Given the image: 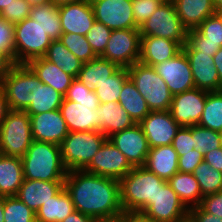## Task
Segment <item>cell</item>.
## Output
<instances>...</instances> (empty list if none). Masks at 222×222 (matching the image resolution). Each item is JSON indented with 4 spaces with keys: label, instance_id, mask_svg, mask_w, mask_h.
I'll use <instances>...</instances> for the list:
<instances>
[{
    "label": "cell",
    "instance_id": "obj_1",
    "mask_svg": "<svg viewBox=\"0 0 222 222\" xmlns=\"http://www.w3.org/2000/svg\"><path fill=\"white\" fill-rule=\"evenodd\" d=\"M64 187L76 211L102 219L123 213L120 181L84 170L68 171Z\"/></svg>",
    "mask_w": 222,
    "mask_h": 222
},
{
    "label": "cell",
    "instance_id": "obj_2",
    "mask_svg": "<svg viewBox=\"0 0 222 222\" xmlns=\"http://www.w3.org/2000/svg\"><path fill=\"white\" fill-rule=\"evenodd\" d=\"M99 105L94 90L74 78L59 108L69 132L99 131Z\"/></svg>",
    "mask_w": 222,
    "mask_h": 222
},
{
    "label": "cell",
    "instance_id": "obj_3",
    "mask_svg": "<svg viewBox=\"0 0 222 222\" xmlns=\"http://www.w3.org/2000/svg\"><path fill=\"white\" fill-rule=\"evenodd\" d=\"M166 180L159 178L146 167H133L120 180L121 205L123 212L142 214L154 200Z\"/></svg>",
    "mask_w": 222,
    "mask_h": 222
},
{
    "label": "cell",
    "instance_id": "obj_4",
    "mask_svg": "<svg viewBox=\"0 0 222 222\" xmlns=\"http://www.w3.org/2000/svg\"><path fill=\"white\" fill-rule=\"evenodd\" d=\"M21 160L24 179L64 181L68 173L62 161L61 147L54 143L33 140Z\"/></svg>",
    "mask_w": 222,
    "mask_h": 222
},
{
    "label": "cell",
    "instance_id": "obj_5",
    "mask_svg": "<svg viewBox=\"0 0 222 222\" xmlns=\"http://www.w3.org/2000/svg\"><path fill=\"white\" fill-rule=\"evenodd\" d=\"M127 70L130 80L147 102L150 111H167L170 109L173 94L153 66L138 61Z\"/></svg>",
    "mask_w": 222,
    "mask_h": 222
},
{
    "label": "cell",
    "instance_id": "obj_6",
    "mask_svg": "<svg viewBox=\"0 0 222 222\" xmlns=\"http://www.w3.org/2000/svg\"><path fill=\"white\" fill-rule=\"evenodd\" d=\"M107 139L100 131L69 132L60 145L64 166L84 170Z\"/></svg>",
    "mask_w": 222,
    "mask_h": 222
},
{
    "label": "cell",
    "instance_id": "obj_7",
    "mask_svg": "<svg viewBox=\"0 0 222 222\" xmlns=\"http://www.w3.org/2000/svg\"><path fill=\"white\" fill-rule=\"evenodd\" d=\"M52 39L39 22L30 17L14 25V62L27 64L30 60L44 57Z\"/></svg>",
    "mask_w": 222,
    "mask_h": 222
},
{
    "label": "cell",
    "instance_id": "obj_8",
    "mask_svg": "<svg viewBox=\"0 0 222 222\" xmlns=\"http://www.w3.org/2000/svg\"><path fill=\"white\" fill-rule=\"evenodd\" d=\"M32 141L30 116L25 111L9 110L0 126V154L22 157Z\"/></svg>",
    "mask_w": 222,
    "mask_h": 222
},
{
    "label": "cell",
    "instance_id": "obj_9",
    "mask_svg": "<svg viewBox=\"0 0 222 222\" xmlns=\"http://www.w3.org/2000/svg\"><path fill=\"white\" fill-rule=\"evenodd\" d=\"M141 36L171 39L182 47L187 43L188 29L182 24L173 2L161 3L147 21L139 27Z\"/></svg>",
    "mask_w": 222,
    "mask_h": 222
},
{
    "label": "cell",
    "instance_id": "obj_10",
    "mask_svg": "<svg viewBox=\"0 0 222 222\" xmlns=\"http://www.w3.org/2000/svg\"><path fill=\"white\" fill-rule=\"evenodd\" d=\"M27 64H15L2 84L9 110L25 111L34 100L35 83H40Z\"/></svg>",
    "mask_w": 222,
    "mask_h": 222
},
{
    "label": "cell",
    "instance_id": "obj_11",
    "mask_svg": "<svg viewBox=\"0 0 222 222\" xmlns=\"http://www.w3.org/2000/svg\"><path fill=\"white\" fill-rule=\"evenodd\" d=\"M141 35L139 29L112 30L107 47L100 56L119 67L129 68L140 58Z\"/></svg>",
    "mask_w": 222,
    "mask_h": 222
},
{
    "label": "cell",
    "instance_id": "obj_12",
    "mask_svg": "<svg viewBox=\"0 0 222 222\" xmlns=\"http://www.w3.org/2000/svg\"><path fill=\"white\" fill-rule=\"evenodd\" d=\"M188 214L189 210L166 181L141 215L152 222H179L187 218Z\"/></svg>",
    "mask_w": 222,
    "mask_h": 222
},
{
    "label": "cell",
    "instance_id": "obj_13",
    "mask_svg": "<svg viewBox=\"0 0 222 222\" xmlns=\"http://www.w3.org/2000/svg\"><path fill=\"white\" fill-rule=\"evenodd\" d=\"M95 20L111 30L139 29L134 20L132 0H90Z\"/></svg>",
    "mask_w": 222,
    "mask_h": 222
},
{
    "label": "cell",
    "instance_id": "obj_14",
    "mask_svg": "<svg viewBox=\"0 0 222 222\" xmlns=\"http://www.w3.org/2000/svg\"><path fill=\"white\" fill-rule=\"evenodd\" d=\"M132 169L126 157L107 139L84 171L120 181Z\"/></svg>",
    "mask_w": 222,
    "mask_h": 222
},
{
    "label": "cell",
    "instance_id": "obj_15",
    "mask_svg": "<svg viewBox=\"0 0 222 222\" xmlns=\"http://www.w3.org/2000/svg\"><path fill=\"white\" fill-rule=\"evenodd\" d=\"M208 91L193 88L173 95L169 112L181 127L197 125L203 113Z\"/></svg>",
    "mask_w": 222,
    "mask_h": 222
},
{
    "label": "cell",
    "instance_id": "obj_16",
    "mask_svg": "<svg viewBox=\"0 0 222 222\" xmlns=\"http://www.w3.org/2000/svg\"><path fill=\"white\" fill-rule=\"evenodd\" d=\"M108 139L126 157L132 167L145 165L150 148L139 124L116 132Z\"/></svg>",
    "mask_w": 222,
    "mask_h": 222
},
{
    "label": "cell",
    "instance_id": "obj_17",
    "mask_svg": "<svg viewBox=\"0 0 222 222\" xmlns=\"http://www.w3.org/2000/svg\"><path fill=\"white\" fill-rule=\"evenodd\" d=\"M173 95L195 88L189 60L182 50L175 57L154 66Z\"/></svg>",
    "mask_w": 222,
    "mask_h": 222
},
{
    "label": "cell",
    "instance_id": "obj_18",
    "mask_svg": "<svg viewBox=\"0 0 222 222\" xmlns=\"http://www.w3.org/2000/svg\"><path fill=\"white\" fill-rule=\"evenodd\" d=\"M145 134L149 148L172 145L180 125L172 118L169 110L150 111L139 123Z\"/></svg>",
    "mask_w": 222,
    "mask_h": 222
},
{
    "label": "cell",
    "instance_id": "obj_19",
    "mask_svg": "<svg viewBox=\"0 0 222 222\" xmlns=\"http://www.w3.org/2000/svg\"><path fill=\"white\" fill-rule=\"evenodd\" d=\"M32 138L35 141L61 145L69 134L59 109L30 116Z\"/></svg>",
    "mask_w": 222,
    "mask_h": 222
},
{
    "label": "cell",
    "instance_id": "obj_20",
    "mask_svg": "<svg viewBox=\"0 0 222 222\" xmlns=\"http://www.w3.org/2000/svg\"><path fill=\"white\" fill-rule=\"evenodd\" d=\"M63 33L85 36L95 22L90 0H78L58 7Z\"/></svg>",
    "mask_w": 222,
    "mask_h": 222
},
{
    "label": "cell",
    "instance_id": "obj_21",
    "mask_svg": "<svg viewBox=\"0 0 222 222\" xmlns=\"http://www.w3.org/2000/svg\"><path fill=\"white\" fill-rule=\"evenodd\" d=\"M192 70L195 88L208 92L220 91V79L213 56L201 52H185Z\"/></svg>",
    "mask_w": 222,
    "mask_h": 222
},
{
    "label": "cell",
    "instance_id": "obj_22",
    "mask_svg": "<svg viewBox=\"0 0 222 222\" xmlns=\"http://www.w3.org/2000/svg\"><path fill=\"white\" fill-rule=\"evenodd\" d=\"M64 187V181L24 179L16 197L35 213Z\"/></svg>",
    "mask_w": 222,
    "mask_h": 222
},
{
    "label": "cell",
    "instance_id": "obj_23",
    "mask_svg": "<svg viewBox=\"0 0 222 222\" xmlns=\"http://www.w3.org/2000/svg\"><path fill=\"white\" fill-rule=\"evenodd\" d=\"M182 51V46L168 38L156 36H141L139 62L155 66L175 57Z\"/></svg>",
    "mask_w": 222,
    "mask_h": 222
},
{
    "label": "cell",
    "instance_id": "obj_24",
    "mask_svg": "<svg viewBox=\"0 0 222 222\" xmlns=\"http://www.w3.org/2000/svg\"><path fill=\"white\" fill-rule=\"evenodd\" d=\"M99 131L107 138L112 134L133 127L136 123L130 115L118 104L107 102L97 109Z\"/></svg>",
    "mask_w": 222,
    "mask_h": 222
},
{
    "label": "cell",
    "instance_id": "obj_25",
    "mask_svg": "<svg viewBox=\"0 0 222 222\" xmlns=\"http://www.w3.org/2000/svg\"><path fill=\"white\" fill-rule=\"evenodd\" d=\"M182 24L196 29L206 18L217 13L212 0H172Z\"/></svg>",
    "mask_w": 222,
    "mask_h": 222
},
{
    "label": "cell",
    "instance_id": "obj_26",
    "mask_svg": "<svg viewBox=\"0 0 222 222\" xmlns=\"http://www.w3.org/2000/svg\"><path fill=\"white\" fill-rule=\"evenodd\" d=\"M178 159V153L172 145L157 146L149 149L144 167L168 181L178 172Z\"/></svg>",
    "mask_w": 222,
    "mask_h": 222
},
{
    "label": "cell",
    "instance_id": "obj_27",
    "mask_svg": "<svg viewBox=\"0 0 222 222\" xmlns=\"http://www.w3.org/2000/svg\"><path fill=\"white\" fill-rule=\"evenodd\" d=\"M27 65L36 74L38 79L44 84L65 95L74 77L65 73L55 64L49 62L44 57L30 60Z\"/></svg>",
    "mask_w": 222,
    "mask_h": 222
},
{
    "label": "cell",
    "instance_id": "obj_28",
    "mask_svg": "<svg viewBox=\"0 0 222 222\" xmlns=\"http://www.w3.org/2000/svg\"><path fill=\"white\" fill-rule=\"evenodd\" d=\"M23 181L21 157L0 154V196H16Z\"/></svg>",
    "mask_w": 222,
    "mask_h": 222
},
{
    "label": "cell",
    "instance_id": "obj_29",
    "mask_svg": "<svg viewBox=\"0 0 222 222\" xmlns=\"http://www.w3.org/2000/svg\"><path fill=\"white\" fill-rule=\"evenodd\" d=\"M74 209L70 195L63 187L36 212V222H62Z\"/></svg>",
    "mask_w": 222,
    "mask_h": 222
},
{
    "label": "cell",
    "instance_id": "obj_30",
    "mask_svg": "<svg viewBox=\"0 0 222 222\" xmlns=\"http://www.w3.org/2000/svg\"><path fill=\"white\" fill-rule=\"evenodd\" d=\"M167 182L188 210L199 206L203 197L192 173L177 172Z\"/></svg>",
    "mask_w": 222,
    "mask_h": 222
},
{
    "label": "cell",
    "instance_id": "obj_31",
    "mask_svg": "<svg viewBox=\"0 0 222 222\" xmlns=\"http://www.w3.org/2000/svg\"><path fill=\"white\" fill-rule=\"evenodd\" d=\"M119 68L117 64L98 56L82 64L77 79L93 90L97 85L112 76Z\"/></svg>",
    "mask_w": 222,
    "mask_h": 222
},
{
    "label": "cell",
    "instance_id": "obj_32",
    "mask_svg": "<svg viewBox=\"0 0 222 222\" xmlns=\"http://www.w3.org/2000/svg\"><path fill=\"white\" fill-rule=\"evenodd\" d=\"M118 104L139 124L150 112L145 99L130 78L123 84Z\"/></svg>",
    "mask_w": 222,
    "mask_h": 222
},
{
    "label": "cell",
    "instance_id": "obj_33",
    "mask_svg": "<svg viewBox=\"0 0 222 222\" xmlns=\"http://www.w3.org/2000/svg\"><path fill=\"white\" fill-rule=\"evenodd\" d=\"M44 58L74 78H77L83 64L81 60L64 46L60 39L52 40Z\"/></svg>",
    "mask_w": 222,
    "mask_h": 222
},
{
    "label": "cell",
    "instance_id": "obj_34",
    "mask_svg": "<svg viewBox=\"0 0 222 222\" xmlns=\"http://www.w3.org/2000/svg\"><path fill=\"white\" fill-rule=\"evenodd\" d=\"M29 17L39 22L52 40L60 39L63 30L59 18V9L53 3L48 2L42 5L32 6Z\"/></svg>",
    "mask_w": 222,
    "mask_h": 222
},
{
    "label": "cell",
    "instance_id": "obj_35",
    "mask_svg": "<svg viewBox=\"0 0 222 222\" xmlns=\"http://www.w3.org/2000/svg\"><path fill=\"white\" fill-rule=\"evenodd\" d=\"M64 95L43 82L35 83L34 100L25 110L31 116L43 112L54 111L60 108Z\"/></svg>",
    "mask_w": 222,
    "mask_h": 222
},
{
    "label": "cell",
    "instance_id": "obj_36",
    "mask_svg": "<svg viewBox=\"0 0 222 222\" xmlns=\"http://www.w3.org/2000/svg\"><path fill=\"white\" fill-rule=\"evenodd\" d=\"M129 79L127 68L120 67L112 76L103 83L97 85L93 90L100 104L107 102H118L123 84Z\"/></svg>",
    "mask_w": 222,
    "mask_h": 222
},
{
    "label": "cell",
    "instance_id": "obj_37",
    "mask_svg": "<svg viewBox=\"0 0 222 222\" xmlns=\"http://www.w3.org/2000/svg\"><path fill=\"white\" fill-rule=\"evenodd\" d=\"M198 125L217 132L222 131V90L208 92Z\"/></svg>",
    "mask_w": 222,
    "mask_h": 222
},
{
    "label": "cell",
    "instance_id": "obj_38",
    "mask_svg": "<svg viewBox=\"0 0 222 222\" xmlns=\"http://www.w3.org/2000/svg\"><path fill=\"white\" fill-rule=\"evenodd\" d=\"M192 174L199 184L202 197L222 190V172L217 171L204 160L195 168Z\"/></svg>",
    "mask_w": 222,
    "mask_h": 222
},
{
    "label": "cell",
    "instance_id": "obj_39",
    "mask_svg": "<svg viewBox=\"0 0 222 222\" xmlns=\"http://www.w3.org/2000/svg\"><path fill=\"white\" fill-rule=\"evenodd\" d=\"M4 222H36V213L16 196L4 197Z\"/></svg>",
    "mask_w": 222,
    "mask_h": 222
},
{
    "label": "cell",
    "instance_id": "obj_40",
    "mask_svg": "<svg viewBox=\"0 0 222 222\" xmlns=\"http://www.w3.org/2000/svg\"><path fill=\"white\" fill-rule=\"evenodd\" d=\"M61 42L83 63L97 58L85 36L75 33H63Z\"/></svg>",
    "mask_w": 222,
    "mask_h": 222
},
{
    "label": "cell",
    "instance_id": "obj_41",
    "mask_svg": "<svg viewBox=\"0 0 222 222\" xmlns=\"http://www.w3.org/2000/svg\"><path fill=\"white\" fill-rule=\"evenodd\" d=\"M192 137L194 139V149L201 151L204 155L222 147L219 132L198 124L192 126Z\"/></svg>",
    "mask_w": 222,
    "mask_h": 222
},
{
    "label": "cell",
    "instance_id": "obj_42",
    "mask_svg": "<svg viewBox=\"0 0 222 222\" xmlns=\"http://www.w3.org/2000/svg\"><path fill=\"white\" fill-rule=\"evenodd\" d=\"M196 29L202 34V43L222 46V18L218 13L206 18Z\"/></svg>",
    "mask_w": 222,
    "mask_h": 222
},
{
    "label": "cell",
    "instance_id": "obj_43",
    "mask_svg": "<svg viewBox=\"0 0 222 222\" xmlns=\"http://www.w3.org/2000/svg\"><path fill=\"white\" fill-rule=\"evenodd\" d=\"M111 33L112 30L110 28L95 20L91 29L85 35L87 41L97 56H101L104 53Z\"/></svg>",
    "mask_w": 222,
    "mask_h": 222
},
{
    "label": "cell",
    "instance_id": "obj_44",
    "mask_svg": "<svg viewBox=\"0 0 222 222\" xmlns=\"http://www.w3.org/2000/svg\"><path fill=\"white\" fill-rule=\"evenodd\" d=\"M32 5L27 0H12L1 12L0 17L11 24H17L28 18Z\"/></svg>",
    "mask_w": 222,
    "mask_h": 222
},
{
    "label": "cell",
    "instance_id": "obj_45",
    "mask_svg": "<svg viewBox=\"0 0 222 222\" xmlns=\"http://www.w3.org/2000/svg\"><path fill=\"white\" fill-rule=\"evenodd\" d=\"M220 44L202 43V34L197 29L188 30L187 43L182 47L184 52H201L214 56L221 48Z\"/></svg>",
    "mask_w": 222,
    "mask_h": 222
},
{
    "label": "cell",
    "instance_id": "obj_46",
    "mask_svg": "<svg viewBox=\"0 0 222 222\" xmlns=\"http://www.w3.org/2000/svg\"><path fill=\"white\" fill-rule=\"evenodd\" d=\"M161 3L154 0H132L133 15L139 28L155 12Z\"/></svg>",
    "mask_w": 222,
    "mask_h": 222
},
{
    "label": "cell",
    "instance_id": "obj_47",
    "mask_svg": "<svg viewBox=\"0 0 222 222\" xmlns=\"http://www.w3.org/2000/svg\"><path fill=\"white\" fill-rule=\"evenodd\" d=\"M0 51L14 61V24L0 17Z\"/></svg>",
    "mask_w": 222,
    "mask_h": 222
},
{
    "label": "cell",
    "instance_id": "obj_48",
    "mask_svg": "<svg viewBox=\"0 0 222 222\" xmlns=\"http://www.w3.org/2000/svg\"><path fill=\"white\" fill-rule=\"evenodd\" d=\"M172 146L178 156L185 155L194 150V139L192 137V126L180 127L173 139Z\"/></svg>",
    "mask_w": 222,
    "mask_h": 222
},
{
    "label": "cell",
    "instance_id": "obj_49",
    "mask_svg": "<svg viewBox=\"0 0 222 222\" xmlns=\"http://www.w3.org/2000/svg\"><path fill=\"white\" fill-rule=\"evenodd\" d=\"M204 154L198 150H192L185 155L179 156L178 172L193 173L195 168L203 161Z\"/></svg>",
    "mask_w": 222,
    "mask_h": 222
},
{
    "label": "cell",
    "instance_id": "obj_50",
    "mask_svg": "<svg viewBox=\"0 0 222 222\" xmlns=\"http://www.w3.org/2000/svg\"><path fill=\"white\" fill-rule=\"evenodd\" d=\"M199 207L207 213L222 218V190L203 197Z\"/></svg>",
    "mask_w": 222,
    "mask_h": 222
},
{
    "label": "cell",
    "instance_id": "obj_51",
    "mask_svg": "<svg viewBox=\"0 0 222 222\" xmlns=\"http://www.w3.org/2000/svg\"><path fill=\"white\" fill-rule=\"evenodd\" d=\"M188 216L194 222H222V218L203 211L199 206L189 209Z\"/></svg>",
    "mask_w": 222,
    "mask_h": 222
},
{
    "label": "cell",
    "instance_id": "obj_52",
    "mask_svg": "<svg viewBox=\"0 0 222 222\" xmlns=\"http://www.w3.org/2000/svg\"><path fill=\"white\" fill-rule=\"evenodd\" d=\"M203 160L217 171L222 172V147L206 153Z\"/></svg>",
    "mask_w": 222,
    "mask_h": 222
},
{
    "label": "cell",
    "instance_id": "obj_53",
    "mask_svg": "<svg viewBox=\"0 0 222 222\" xmlns=\"http://www.w3.org/2000/svg\"><path fill=\"white\" fill-rule=\"evenodd\" d=\"M14 65L15 62L5 53L0 51V83L3 82L4 78L10 73Z\"/></svg>",
    "mask_w": 222,
    "mask_h": 222
},
{
    "label": "cell",
    "instance_id": "obj_54",
    "mask_svg": "<svg viewBox=\"0 0 222 222\" xmlns=\"http://www.w3.org/2000/svg\"><path fill=\"white\" fill-rule=\"evenodd\" d=\"M8 112H9V106L6 98L5 89L3 87V84L0 83V126L5 120Z\"/></svg>",
    "mask_w": 222,
    "mask_h": 222
},
{
    "label": "cell",
    "instance_id": "obj_55",
    "mask_svg": "<svg viewBox=\"0 0 222 222\" xmlns=\"http://www.w3.org/2000/svg\"><path fill=\"white\" fill-rule=\"evenodd\" d=\"M91 216L82 214L79 211H73L62 222H95Z\"/></svg>",
    "mask_w": 222,
    "mask_h": 222
},
{
    "label": "cell",
    "instance_id": "obj_56",
    "mask_svg": "<svg viewBox=\"0 0 222 222\" xmlns=\"http://www.w3.org/2000/svg\"><path fill=\"white\" fill-rule=\"evenodd\" d=\"M214 65L217 68L220 79V91L222 90V47L213 56Z\"/></svg>",
    "mask_w": 222,
    "mask_h": 222
},
{
    "label": "cell",
    "instance_id": "obj_57",
    "mask_svg": "<svg viewBox=\"0 0 222 222\" xmlns=\"http://www.w3.org/2000/svg\"><path fill=\"white\" fill-rule=\"evenodd\" d=\"M95 222H129V213H121L117 216L97 219Z\"/></svg>",
    "mask_w": 222,
    "mask_h": 222
},
{
    "label": "cell",
    "instance_id": "obj_58",
    "mask_svg": "<svg viewBox=\"0 0 222 222\" xmlns=\"http://www.w3.org/2000/svg\"><path fill=\"white\" fill-rule=\"evenodd\" d=\"M129 222H152V221L144 218L140 214H131V213H129Z\"/></svg>",
    "mask_w": 222,
    "mask_h": 222
},
{
    "label": "cell",
    "instance_id": "obj_59",
    "mask_svg": "<svg viewBox=\"0 0 222 222\" xmlns=\"http://www.w3.org/2000/svg\"><path fill=\"white\" fill-rule=\"evenodd\" d=\"M78 0H50L51 3H53L55 6L59 7L62 5H66L72 2H76Z\"/></svg>",
    "mask_w": 222,
    "mask_h": 222
},
{
    "label": "cell",
    "instance_id": "obj_60",
    "mask_svg": "<svg viewBox=\"0 0 222 222\" xmlns=\"http://www.w3.org/2000/svg\"><path fill=\"white\" fill-rule=\"evenodd\" d=\"M4 196H0V222H4Z\"/></svg>",
    "mask_w": 222,
    "mask_h": 222
},
{
    "label": "cell",
    "instance_id": "obj_61",
    "mask_svg": "<svg viewBox=\"0 0 222 222\" xmlns=\"http://www.w3.org/2000/svg\"><path fill=\"white\" fill-rule=\"evenodd\" d=\"M32 6L42 5L50 2V0H27Z\"/></svg>",
    "mask_w": 222,
    "mask_h": 222
},
{
    "label": "cell",
    "instance_id": "obj_62",
    "mask_svg": "<svg viewBox=\"0 0 222 222\" xmlns=\"http://www.w3.org/2000/svg\"><path fill=\"white\" fill-rule=\"evenodd\" d=\"M217 12L222 11V0H212Z\"/></svg>",
    "mask_w": 222,
    "mask_h": 222
},
{
    "label": "cell",
    "instance_id": "obj_63",
    "mask_svg": "<svg viewBox=\"0 0 222 222\" xmlns=\"http://www.w3.org/2000/svg\"><path fill=\"white\" fill-rule=\"evenodd\" d=\"M11 2H12V0H0V12H1L6 6H8Z\"/></svg>",
    "mask_w": 222,
    "mask_h": 222
},
{
    "label": "cell",
    "instance_id": "obj_64",
    "mask_svg": "<svg viewBox=\"0 0 222 222\" xmlns=\"http://www.w3.org/2000/svg\"><path fill=\"white\" fill-rule=\"evenodd\" d=\"M179 222H194L189 216L182 221Z\"/></svg>",
    "mask_w": 222,
    "mask_h": 222
},
{
    "label": "cell",
    "instance_id": "obj_65",
    "mask_svg": "<svg viewBox=\"0 0 222 222\" xmlns=\"http://www.w3.org/2000/svg\"><path fill=\"white\" fill-rule=\"evenodd\" d=\"M156 2H160V3H166V2H171L172 0H154Z\"/></svg>",
    "mask_w": 222,
    "mask_h": 222
},
{
    "label": "cell",
    "instance_id": "obj_66",
    "mask_svg": "<svg viewBox=\"0 0 222 222\" xmlns=\"http://www.w3.org/2000/svg\"><path fill=\"white\" fill-rule=\"evenodd\" d=\"M219 137H220V141H221V145H222V131L219 132Z\"/></svg>",
    "mask_w": 222,
    "mask_h": 222
},
{
    "label": "cell",
    "instance_id": "obj_67",
    "mask_svg": "<svg viewBox=\"0 0 222 222\" xmlns=\"http://www.w3.org/2000/svg\"><path fill=\"white\" fill-rule=\"evenodd\" d=\"M220 16H221V18H222V11H220V12H217Z\"/></svg>",
    "mask_w": 222,
    "mask_h": 222
}]
</instances>
